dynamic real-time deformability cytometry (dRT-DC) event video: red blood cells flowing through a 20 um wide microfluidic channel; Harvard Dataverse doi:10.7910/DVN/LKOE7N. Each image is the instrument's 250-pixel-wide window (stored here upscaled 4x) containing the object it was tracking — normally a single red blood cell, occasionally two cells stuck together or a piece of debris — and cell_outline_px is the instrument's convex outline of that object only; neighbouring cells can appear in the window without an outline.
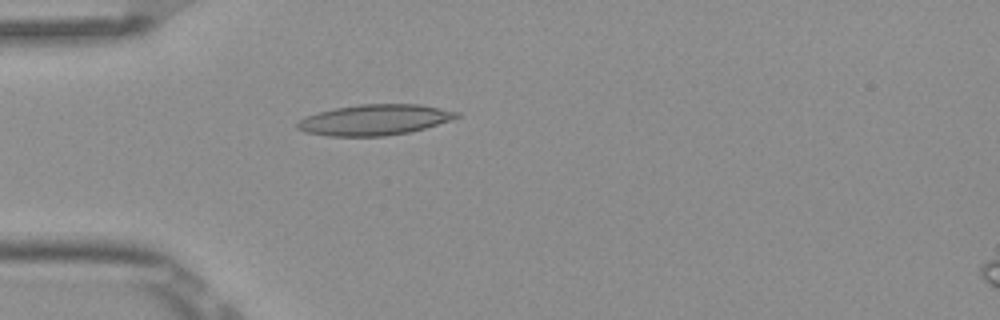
{"species": "Egyptian fruit bat (a non-hibernating species)", "species_latin": "Rousettus aegyptiacus", "temperature_condition": "room temperature", "stored_images_in_passage": 4, "camera_frame_rate_fps": 3000, "um_per_image_px": 0.085, "frame": {"image": 1, "passage_image": 4, "time_ms": 1.0, "image_size_px": [1000, 320], "cell_outline_px": [[460, 116], [452, 120], [424, 128], [408, 132], [384, 136], [328, 136], [304, 132], [296, 128], [296, 124], [300, 120], [308, 116], [320, 112], [336, 108], [360, 104], [420, 104], [460, 112]], "centroid_in_image_um": [31.86, 10.19], "position_along_channel_um": 53.1, "area_um2": 28.32}}